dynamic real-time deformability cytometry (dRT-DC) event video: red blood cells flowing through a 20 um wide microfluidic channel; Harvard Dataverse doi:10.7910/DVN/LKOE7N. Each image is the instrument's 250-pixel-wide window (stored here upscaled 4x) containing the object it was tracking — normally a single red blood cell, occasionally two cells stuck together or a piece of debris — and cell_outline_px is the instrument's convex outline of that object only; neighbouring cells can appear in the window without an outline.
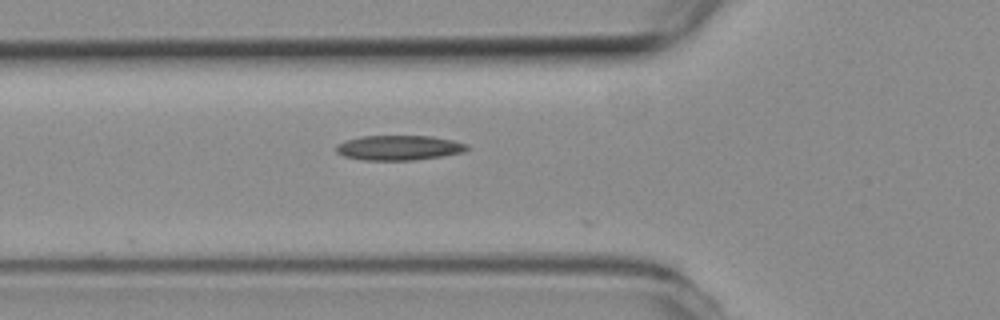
{"species": "common noctule bat (a hibernating species)", "species_latin": "Nyctalus noctula", "temperature_condition": "room temperature", "stored_images_in_passage": 7, "camera_frame_rate_fps": 3000, "um_per_image_px": 0.085, "animal": {"sex": "female", "body_mass_g": 19.3, "forearm_length_mm": 54.1}, "frame": {"image": 1, "passage_image": 3, "time_ms": 0.667, "image_size_px": [1000, 320], "cell_outline_px": [[468, 148], [464, 152], [440, 156], [412, 160], [364, 160], [344, 156], [336, 152], [336, 148], [344, 140], [364, 136], [432, 136], [452, 140], [468, 144]], "centroid_in_image_um": [33.91, 12.55], "position_along_channel_um": 91.9, "area_um2": 18.79}}
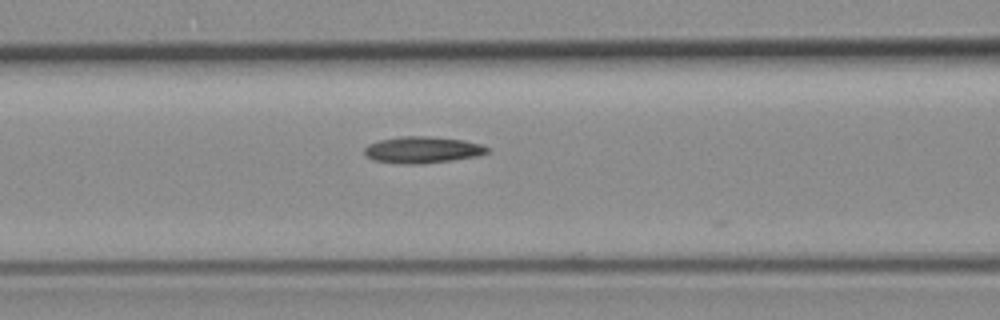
{"frame": {"image": 2, "passage_image": 6, "time_ms": 1.667, "image_size_px": [1000, 320], "cell_outline_px": [[492, 148], [488, 152], [480, 156], [424, 164], [400, 164], [372, 160], [364, 152], [364, 148], [368, 144], [380, 140], [404, 136], [428, 136], [464, 140], [484, 144]], "centroid_in_image_um": [35.97, 12.74], "position_along_channel_um": 130.6, "area_um2": 19.31}}